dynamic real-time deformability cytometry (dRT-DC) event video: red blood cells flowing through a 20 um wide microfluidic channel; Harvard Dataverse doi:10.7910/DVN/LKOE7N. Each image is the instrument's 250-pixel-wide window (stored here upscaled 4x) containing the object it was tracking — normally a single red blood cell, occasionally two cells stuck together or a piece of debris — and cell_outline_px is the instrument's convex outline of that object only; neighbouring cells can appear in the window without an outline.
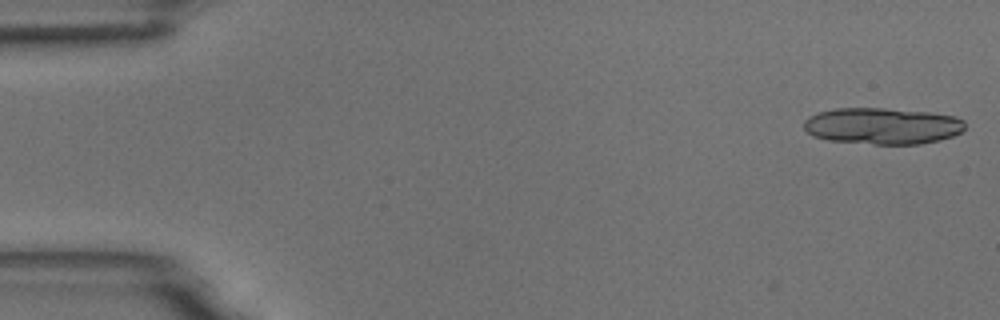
{"species": "common noctule bat (a hibernating species)", "species_latin": "Nyctalus noctula", "temperature_condition": "room temperature", "stored_images_in_passage": 6, "camera_frame_rate_fps": 3000, "um_per_image_px": 0.085, "animal": {"sex": "male", "body_mass_g": 18.8}, "frame": {"image": 1, "passage_image": 1, "time_ms": 0.0, "image_size_px": [1000, 320], "cell_outline_px": [[964, 128], [960, 132], [952, 136], [940, 140], [920, 144], [876, 144], [828, 140], [812, 136], [804, 128], [804, 120], [808, 116], [816, 112], [836, 108], [884, 108], [928, 112], [956, 116], [964, 120]], "centroid_in_image_um": [74.98, 10.7], "position_along_channel_um": 10.0, "area_um2": 34.39}}